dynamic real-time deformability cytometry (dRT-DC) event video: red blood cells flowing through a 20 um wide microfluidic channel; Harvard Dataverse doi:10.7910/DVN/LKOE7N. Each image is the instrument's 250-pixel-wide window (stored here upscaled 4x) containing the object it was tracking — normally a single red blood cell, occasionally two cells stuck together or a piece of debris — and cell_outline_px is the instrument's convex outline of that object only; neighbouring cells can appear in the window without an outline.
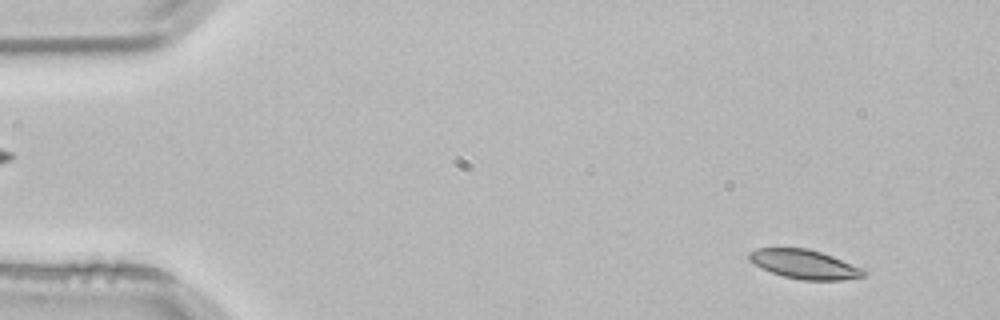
{"species": "common noctule bat (a hibernating species)", "species_latin": "Nyctalus noctula", "temperature_condition": "room temperature", "stored_images_in_passage": 2, "camera_frame_rate_fps": 3000, "um_per_image_px": 0.085, "animal": {"sex": "male", "body_mass_g": 21.5, "forearm_length_mm": 52.0}, "frame": {"image": 1, "passage_image": 2, "time_ms": 0.333, "image_size_px": [1000, 320], "cell_outline_px": [[868, 272], [864, 276], [844, 280], [804, 280], [784, 276], [760, 268], [748, 260], [748, 252], [756, 248], [808, 248], [832, 256], [864, 268]], "centroid_in_image_um": [68.38, 22.46], "position_along_channel_um": 16.6, "area_um2": 19.54}}